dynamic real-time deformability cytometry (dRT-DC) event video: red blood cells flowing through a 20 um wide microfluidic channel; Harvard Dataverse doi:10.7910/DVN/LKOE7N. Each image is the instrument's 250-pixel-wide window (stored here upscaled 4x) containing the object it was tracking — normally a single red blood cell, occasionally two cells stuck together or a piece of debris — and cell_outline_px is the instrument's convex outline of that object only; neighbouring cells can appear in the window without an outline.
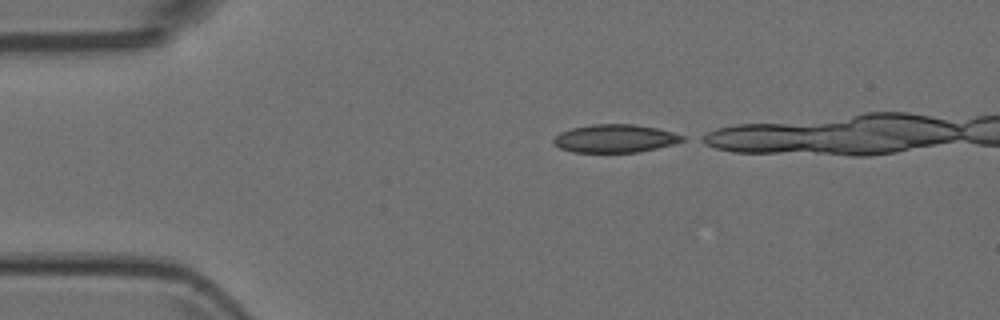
{"species": "Egyptian fruit bat (a non-hibernating species)", "species_latin": "Rousettus aegyptiacus", "temperature_condition": "room temperature", "stored_images_in_passage": 3, "camera_frame_rate_fps": 3000, "um_per_image_px": 0.085, "animal": {"sex": "female"}, "frame": {"image": 1, "passage_image": 1, "time_ms": 0.0, "image_size_px": [1000, 320], "cell_outline_px": [[688, 136], [684, 140], [672, 144], [640, 152], [576, 152], [560, 148], [552, 140], [560, 132], [572, 128], [592, 124], [632, 124], [656, 128]], "centroid_in_image_um": [52.3, 11.76], "position_along_channel_um": 32.7, "area_um2": 20.92}}